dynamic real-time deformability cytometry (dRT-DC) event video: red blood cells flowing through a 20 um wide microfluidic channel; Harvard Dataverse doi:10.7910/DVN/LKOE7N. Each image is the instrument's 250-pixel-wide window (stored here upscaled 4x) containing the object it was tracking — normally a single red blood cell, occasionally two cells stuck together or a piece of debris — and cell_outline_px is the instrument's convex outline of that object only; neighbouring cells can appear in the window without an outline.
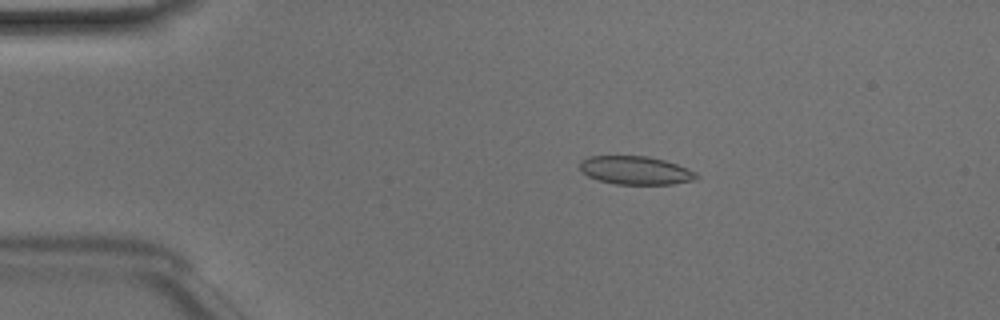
{"species": "Egyptian fruit bat (a non-hibernating species)", "species_latin": "Rousettus aegyptiacus", "temperature_condition": "room temperature", "stored_images_in_passage": 48, "camera_frame_rate_fps": 3000, "um_per_image_px": 0.085, "animal": {"sex": "male"}, "frame": {"image": 1, "passage_image": 9, "time_ms": 2.667, "image_size_px": [1000, 320], "cell_outline_px": [[700, 176], [696, 180], [672, 184], [616, 184], [600, 180], [588, 176], [580, 168], [580, 160], [588, 156], [648, 156], [664, 160], [688, 168], [696, 172]], "centroid_in_image_um": [54.05, 14.48], "position_along_channel_um": 30.9, "area_um2": 19.25}}
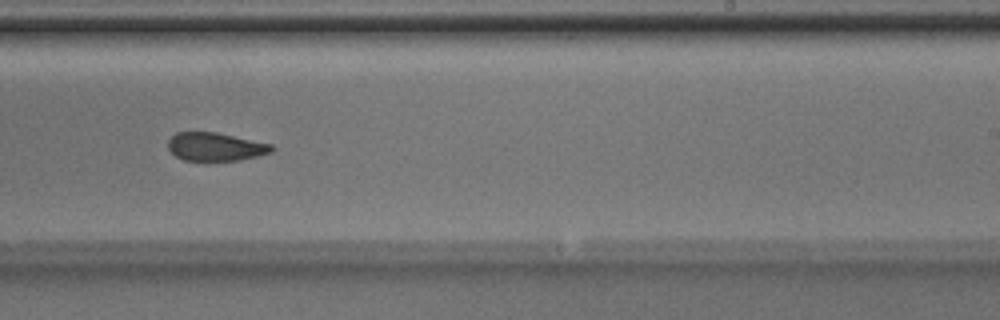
{"frame": {"image": 2, "passage_image": 30, "time_ms": 9.667, "image_size_px": [1000, 320], "cell_outline_px": [[276, 148], [272, 152], [240, 160], [184, 160], [176, 156], [168, 148], [168, 140], [176, 132], [216, 132], [272, 144]], "centroid_in_image_um": [18.33, 12.46], "position_along_channel_um": 270.7, "area_um2": 16.99}}
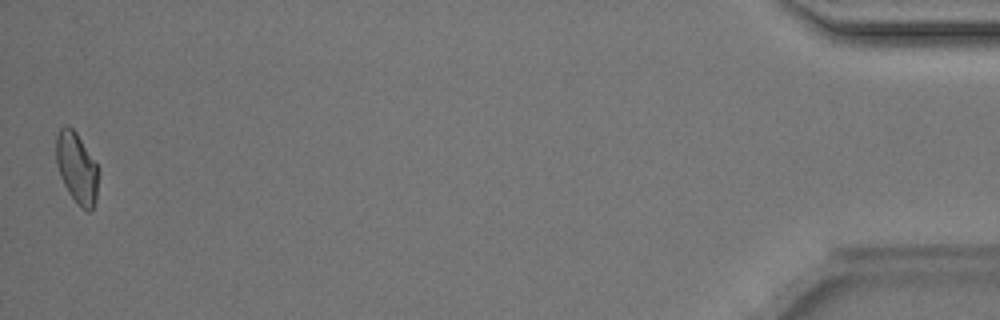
{"frame": {"image": 3, "passage_image": 48, "time_ms": 15.667, "image_size_px": [1000, 320], "cell_outline_px": [[96, 200], [92, 212], [88, 212], [80, 208], [68, 192], [60, 176], [56, 164], [56, 136], [60, 128], [64, 124], [68, 124], [76, 132], [96, 164]], "centroid_in_image_um": [6.48, 14.28], "position_along_channel_um": 428.7, "area_um2": 17.28}, "authors_computed_cell_mechanics": {"area_um2": 18.8717, "velocity_mm_per_s": 4.1713, "shape_relaxation_time_tau1_ms": 4.0618, "shape_relaxation_time_tau2_ms": 1.5002, "deformation_change_tau1": 0.1234, "deformation_change_tau2": 0.0742}}